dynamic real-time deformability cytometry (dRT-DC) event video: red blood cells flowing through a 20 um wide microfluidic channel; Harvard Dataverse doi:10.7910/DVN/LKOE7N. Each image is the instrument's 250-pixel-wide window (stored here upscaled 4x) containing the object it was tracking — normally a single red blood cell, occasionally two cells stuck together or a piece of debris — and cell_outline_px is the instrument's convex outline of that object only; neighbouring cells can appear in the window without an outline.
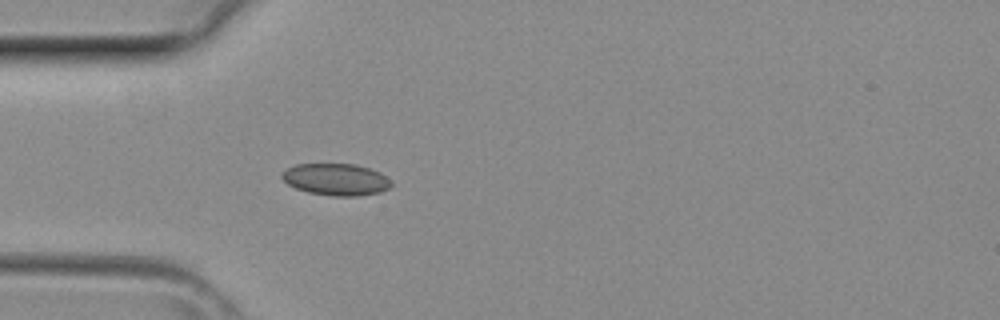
{"species": "common noctule bat (a hibernating species)", "species_latin": "Nyctalus noctula", "temperature_condition": "room temperature", "stored_images_in_passage": 2, "camera_frame_rate_fps": 3000, "um_per_image_px": 0.085, "animal": {"sex": "female", "body_mass_g": 29.2, "forearm_length_mm": 56.3}, "frame": {"image": 1, "passage_image": 2, "time_ms": 0.333, "image_size_px": [1000, 320], "cell_outline_px": [[392, 184], [388, 188], [380, 192], [360, 196], [332, 196], [308, 192], [296, 188], [288, 184], [280, 176], [280, 172], [296, 164], [356, 164], [380, 172]], "centroid_in_image_um": [28.53, 15.25], "position_along_channel_um": 56.5, "area_um2": 20.23}}